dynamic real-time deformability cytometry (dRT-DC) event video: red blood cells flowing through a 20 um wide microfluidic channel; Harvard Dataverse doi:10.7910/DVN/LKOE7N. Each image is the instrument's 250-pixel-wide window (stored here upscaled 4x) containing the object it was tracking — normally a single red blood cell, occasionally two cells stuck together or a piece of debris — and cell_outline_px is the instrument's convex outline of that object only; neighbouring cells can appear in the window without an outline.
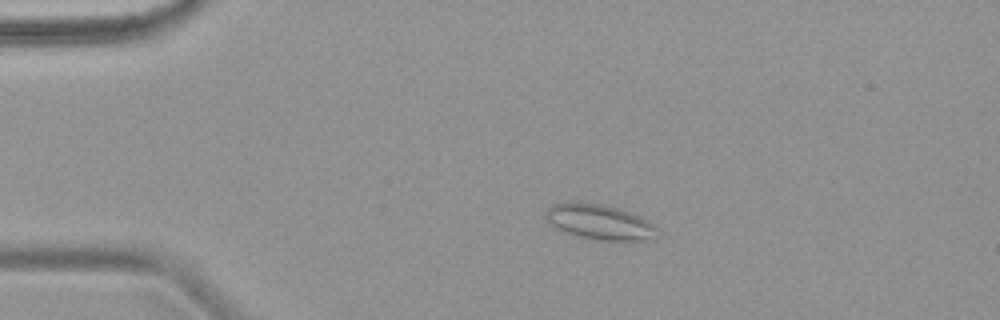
{"species": "common noctule bat (a hibernating species)", "species_latin": "Nyctalus noctula", "temperature_condition": "warm", "stored_images_in_passage": 5, "camera_frame_rate_fps": 3000, "um_per_image_px": 0.085, "animal": {"sex": "female", "body_mass_g": 18.4}, "frame": {"image": 1, "passage_image": 3, "time_ms": 2.333, "image_size_px": [1000, 320], "cell_outline_px": [[656, 228], [644, 240], [600, 240], [576, 236], [552, 228], [544, 216], [548, 208], [552, 204], [604, 204], [640, 216], [648, 220]], "centroid_in_image_um": [50.85, 18.88], "position_along_channel_um": 34.1, "area_um2": 22.02}}
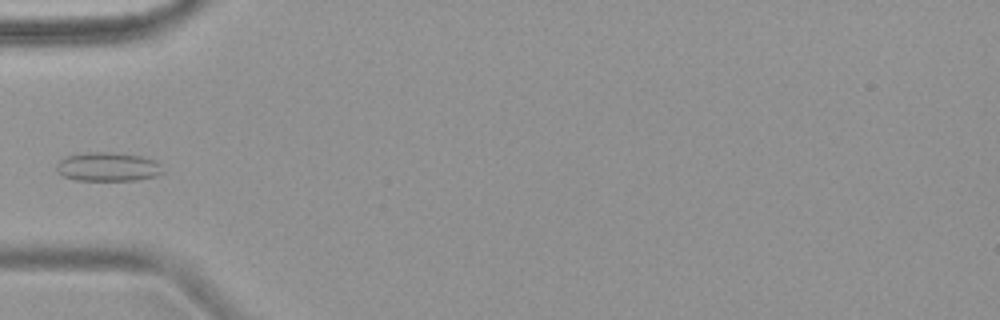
{"frame": {"image": 2, "passage_image": 5, "time_ms": 4.667, "image_size_px": [1000, 320], "cell_outline_px": [[164, 172], [156, 176], [136, 180], [76, 180], [64, 176], [56, 172], [56, 164], [64, 156], [88, 152], [112, 152], [140, 156], [156, 160], [160, 164]], "centroid_in_image_um": [9.16, 14.17], "position_along_channel_um": 75.8, "area_um2": 18.03}}